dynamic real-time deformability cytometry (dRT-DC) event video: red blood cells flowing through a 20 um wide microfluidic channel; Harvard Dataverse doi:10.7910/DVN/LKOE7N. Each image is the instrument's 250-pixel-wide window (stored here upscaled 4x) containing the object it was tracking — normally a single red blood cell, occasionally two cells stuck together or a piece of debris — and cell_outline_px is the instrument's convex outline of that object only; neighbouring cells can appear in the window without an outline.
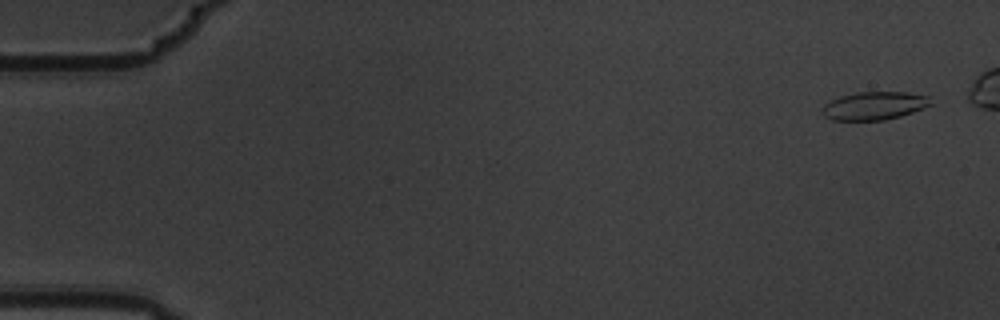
{"species": "common noctule bat (a hibernating species)", "species_latin": "Nyctalus noctula", "temperature_condition": "warm", "stored_images_in_passage": 6, "camera_frame_rate_fps": 3000, "um_per_image_px": 0.085, "animal": {"sex": "male", "body_mass_g": 19.5, "forearm_length_mm": 54.6}, "frame": {"image": 1, "passage_image": 1, "time_ms": 0.0, "image_size_px": [1000, 320], "cell_outline_px": [[936, 104], [900, 116], [884, 120], [832, 120], [824, 116], [820, 112], [820, 108], [824, 104], [840, 96], [856, 92], [908, 92], [932, 96]], "centroid_in_image_um": [74.37, 8.98], "position_along_channel_um": 10.6, "area_um2": 18.21}}